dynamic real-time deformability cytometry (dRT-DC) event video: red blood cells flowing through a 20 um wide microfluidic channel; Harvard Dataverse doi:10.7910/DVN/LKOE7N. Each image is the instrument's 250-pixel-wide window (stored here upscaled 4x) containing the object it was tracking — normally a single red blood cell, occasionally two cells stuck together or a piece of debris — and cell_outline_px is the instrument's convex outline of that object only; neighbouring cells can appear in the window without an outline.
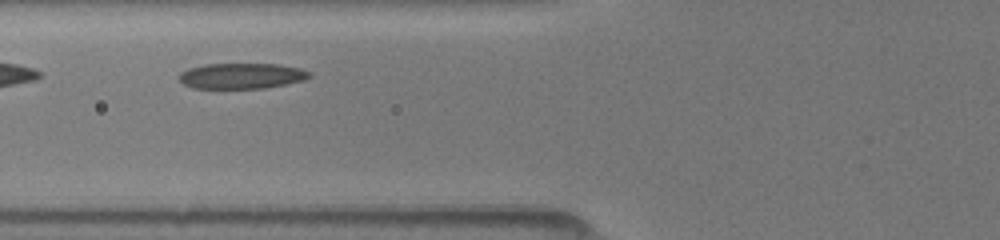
{"species": "common noctule bat (a hibernating species)", "species_latin": "Nyctalus noctula", "temperature_condition": "room temperature", "stored_images_in_passage": 25, "camera_frame_rate_fps": 3000, "um_per_image_px": 0.085, "animal": {"sex": "female", "body_mass_g": 19.5, "forearm_length_mm": 54.1}, "frame": {"image": 1, "passage_image": 4, "time_ms": 1.333, "image_size_px": [1000, 240], "cell_outline_px": [[312, 76], [304, 80], [264, 88], [192, 88], [184, 84], [180, 80], [180, 72], [188, 68], [204, 64], [276, 64], [300, 68], [312, 72]], "centroid_in_image_um": [20.55, 6.44], "position_along_channel_um": 105.3, "area_um2": 19.42}}